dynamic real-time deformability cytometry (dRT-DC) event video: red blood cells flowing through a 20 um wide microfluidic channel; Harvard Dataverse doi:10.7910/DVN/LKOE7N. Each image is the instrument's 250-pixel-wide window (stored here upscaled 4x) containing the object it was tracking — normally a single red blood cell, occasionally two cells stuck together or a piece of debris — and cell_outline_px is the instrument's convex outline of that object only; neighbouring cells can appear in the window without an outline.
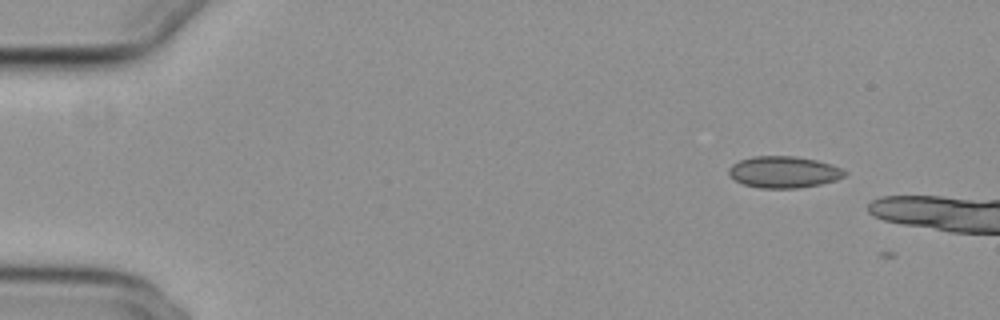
{"species": "common noctule bat (a hibernating species)", "species_latin": "Nyctalus noctula", "temperature_condition": "cold", "stored_images_in_passage": 3, "camera_frame_rate_fps": 3000, "um_per_image_px": 0.085, "animal": {"sex": "female", "body_mass_g": 29.2, "forearm_length_mm": 56.3}, "frame": {"image": 1, "passage_image": 1, "time_ms": 0.0, "image_size_px": [1000, 320], "cell_outline_px": [[848, 172], [844, 176], [836, 180], [820, 184], [800, 188], [760, 188], [744, 184], [736, 180], [728, 172], [728, 168], [732, 164], [740, 160], [752, 156], [796, 156], [816, 160], [832, 164]], "centroid_in_image_um": [66.63, 14.62], "position_along_channel_um": 18.4, "area_um2": 21.33}}